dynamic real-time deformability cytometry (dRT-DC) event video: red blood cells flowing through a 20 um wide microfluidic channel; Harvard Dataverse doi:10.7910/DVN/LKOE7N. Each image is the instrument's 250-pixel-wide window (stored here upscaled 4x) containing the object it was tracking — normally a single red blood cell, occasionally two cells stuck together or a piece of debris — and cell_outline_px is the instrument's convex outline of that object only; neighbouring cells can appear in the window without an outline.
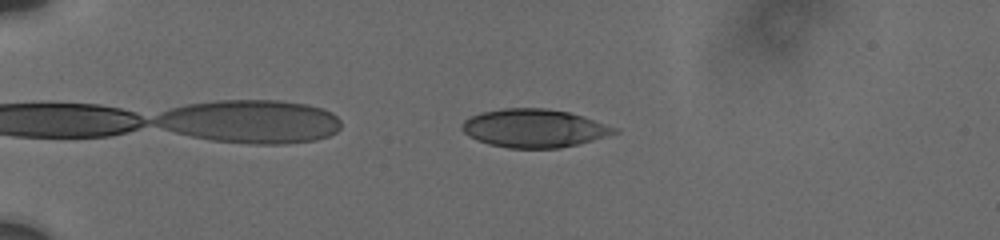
{"species": "human", "species_latin": "Homo sapiens", "temperature_condition": "cold", "stored_images_in_passage": 89, "camera_frame_rate_fps": 3000, "um_per_image_px": 0.085, "donor": {"sex": "male"}, "frame": {"image": 1, "passage_image": 6, "time_ms": 1.333, "image_size_px": [1000, 240], "cell_outline_px": [[620, 132], [592, 140], [560, 148], [508, 148], [488, 144], [468, 136], [460, 128], [464, 120], [480, 112], [504, 108], [544, 108], [568, 112], [584, 116], [616, 128]], "centroid_in_image_um": [45.37, 10.9], "position_along_channel_um": 39.6, "area_um2": 33.87}}
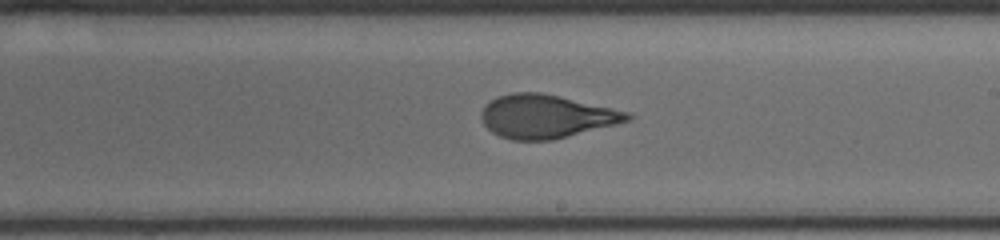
{"frame": {"image": 2, "passage_image": 41, "time_ms": 8.333, "image_size_px": [1000, 240], "cell_outline_px": [[636, 116], [632, 120], [552, 140], [512, 140], [500, 136], [492, 132], [484, 124], [480, 116], [480, 112], [492, 100], [500, 96], [512, 92], [540, 92], [632, 112]], "centroid_in_image_um": [46.47, 9.89], "position_along_channel_um": 242.5, "area_um2": 36.88}}
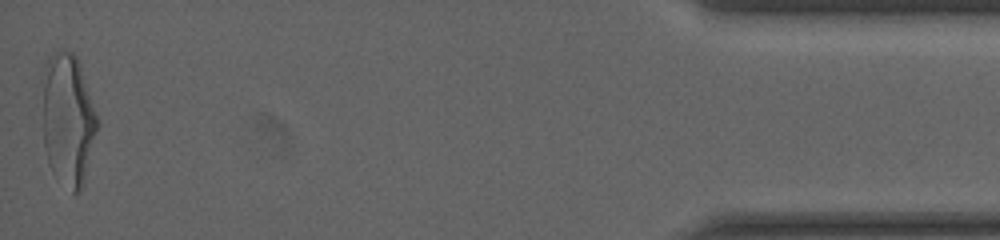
{"frame": {"image": 3, "passage_image": 89, "time_ms": 15.333, "image_size_px": [1000, 240], "cell_outline_px": [[100, 124], [84, 184], [80, 192], [72, 192], [52, 172], [48, 164], [44, 144], [44, 64], [48, 56], [64, 48], [72, 52], [76, 56], [80, 64]], "centroid_in_image_um": [5.81, 10.17], "position_along_channel_um": 429.4, "area_um2": 42.43}, "authors_computed_cell_mechanics": {"area_um2": 36.9342, "velocity_mm_per_s": 3.7517, "shape_relaxation_time_tau1_ms": 4.9266, "shape_relaxation_time_tau2_ms": 0.7209, "deformation_change_tau1": 0.1949, "deformation_change_tau2": 0.0748}}